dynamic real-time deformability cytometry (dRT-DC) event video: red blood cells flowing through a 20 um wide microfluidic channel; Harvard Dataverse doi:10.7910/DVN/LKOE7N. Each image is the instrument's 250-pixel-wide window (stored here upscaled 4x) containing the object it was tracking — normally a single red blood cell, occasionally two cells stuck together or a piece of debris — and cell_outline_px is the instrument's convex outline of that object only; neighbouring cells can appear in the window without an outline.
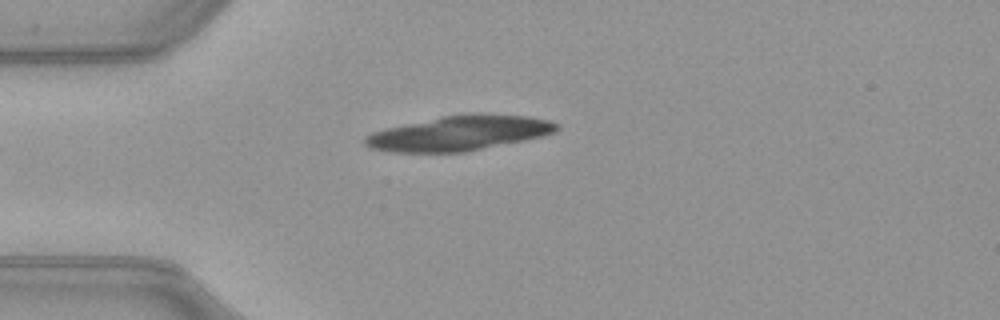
{"species": "common noctule bat (a hibernating species)", "species_latin": "Nyctalus noctula", "temperature_condition": "warm", "stored_images_in_passage": 35, "camera_frame_rate_fps": 3000, "um_per_image_px": 0.085, "animal": {"sex": "female", "body_mass_g": 21.9}, "frame": {"image": 1, "passage_image": 1, "time_ms": 0.0, "image_size_px": [1000, 320], "cell_outline_px": [[560, 128], [556, 132], [524, 140], [464, 152], [392, 152], [368, 148], [364, 144], [364, 136], [372, 132], [388, 128], [440, 116], [480, 112], [528, 116], [548, 120], [556, 124]], "centroid_in_image_um": [39.02, 11.31], "position_along_channel_um": 46.0, "area_um2": 38.96}}